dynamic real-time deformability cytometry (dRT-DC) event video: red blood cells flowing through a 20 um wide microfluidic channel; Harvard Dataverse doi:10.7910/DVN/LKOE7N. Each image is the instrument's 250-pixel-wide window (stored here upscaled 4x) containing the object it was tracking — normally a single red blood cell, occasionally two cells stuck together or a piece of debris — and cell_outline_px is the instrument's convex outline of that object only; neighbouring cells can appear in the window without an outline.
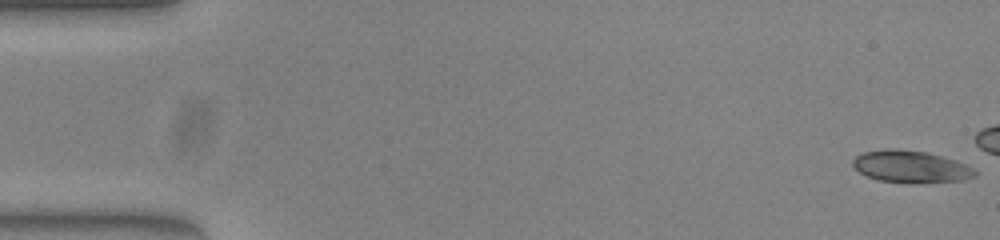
{"species": "common noctule bat (a hibernating species)", "species_latin": "Nyctalus noctula", "temperature_condition": "warm", "stored_images_in_passage": 15, "camera_frame_rate_fps": 3000, "um_per_image_px": 0.085, "animal": {"sex": "female", "body_mass_g": 23.0, "forearm_length_mm": 53.4}, "frame": {"image": 1, "passage_image": 1, "time_ms": 0.0, "image_size_px": [1000, 240], "cell_outline_px": [[976, 176], [964, 180], [912, 184], [880, 180], [868, 176], [860, 172], [852, 164], [852, 160], [856, 156], [864, 152], [884, 148], [896, 148], [928, 152], [944, 156], [956, 160], [972, 168], [976, 172]], "centroid_in_image_um": [77.43, 14.16], "position_along_channel_um": 7.6, "area_um2": 23.06}}